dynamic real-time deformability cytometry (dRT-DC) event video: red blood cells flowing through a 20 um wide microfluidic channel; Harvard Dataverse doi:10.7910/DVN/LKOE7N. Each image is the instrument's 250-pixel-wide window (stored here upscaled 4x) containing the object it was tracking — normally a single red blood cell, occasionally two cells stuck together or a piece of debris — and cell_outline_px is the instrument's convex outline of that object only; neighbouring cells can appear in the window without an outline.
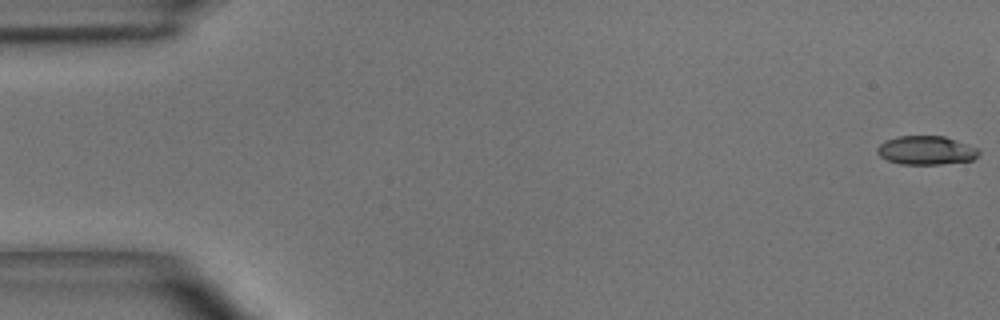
{"species": "common noctule bat (a hibernating species)", "species_latin": "Nyctalus noctula", "temperature_condition": "room temperature", "stored_images_in_passage": 49, "camera_frame_rate_fps": 3000, "um_per_image_px": 0.085, "animal": {"sex": "male", "body_mass_g": 15.6}, "frame": {"image": 1, "passage_image": 1, "time_ms": 0.0, "image_size_px": [1000, 320], "cell_outline_px": [[980, 152], [972, 160], [940, 164], [900, 164], [888, 160], [880, 156], [876, 152], [876, 148], [884, 140], [900, 136], [944, 136], [956, 140], [976, 148]], "centroid_in_image_um": [78.68, 12.77], "position_along_channel_um": 6.3, "area_um2": 16.88}}
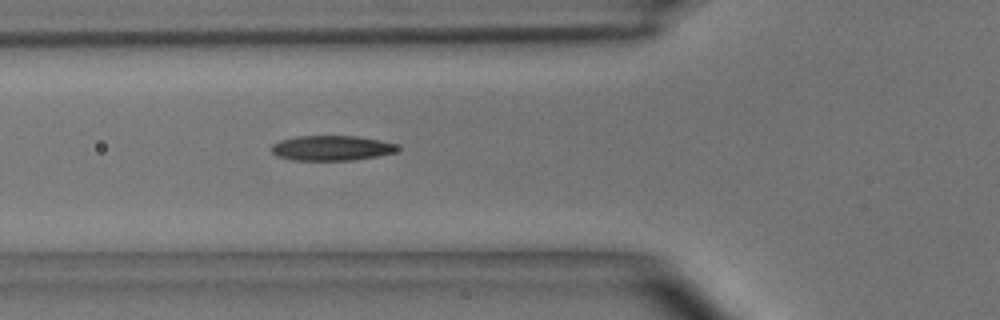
{"frame": {"image": 2, "passage_image": 18, "time_ms": 5.667, "image_size_px": [1000, 320], "cell_outline_px": [[400, 148], [392, 152], [376, 156], [352, 160], [292, 160], [276, 156], [272, 152], [272, 144], [280, 140], [296, 136], [356, 136], [380, 140], [396, 144]], "centroid_in_image_um": [28.14, 12.58], "position_along_channel_um": 97.7, "area_um2": 18.26}}
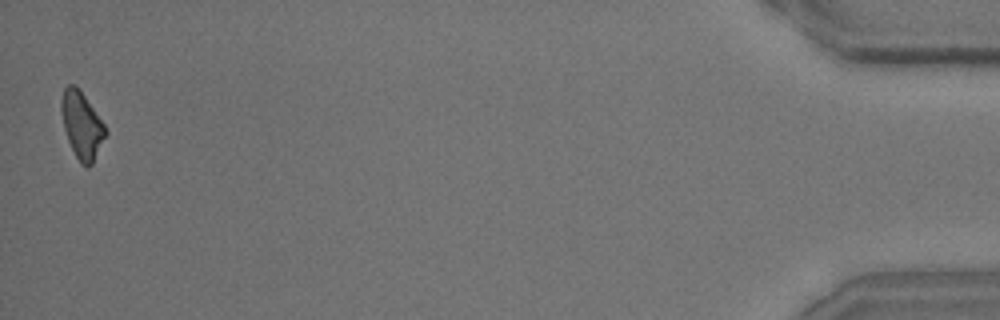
{"frame": {"image": 3, "passage_image": 49, "time_ms": 16.0, "image_size_px": [1000, 320], "cell_outline_px": [[108, 132], [92, 164], [88, 168], [80, 164], [68, 140], [64, 128], [60, 112], [60, 100], [64, 88], [68, 84], [76, 84], [104, 124]], "centroid_in_image_um": [6.94, 10.63], "position_along_channel_um": 428.3, "area_um2": 17.22}, "authors_computed_cell_mechanics": {"area_um2": 17.629, "velocity_mm_per_s": 4.0734, "shape_relaxation_time_tau1_ms": 5.099, "shape_relaxation_time_tau2_ms": 5.4714, "deformation_change_tau1": 0.1443, "deformation_change_tau2": 0.1497}}